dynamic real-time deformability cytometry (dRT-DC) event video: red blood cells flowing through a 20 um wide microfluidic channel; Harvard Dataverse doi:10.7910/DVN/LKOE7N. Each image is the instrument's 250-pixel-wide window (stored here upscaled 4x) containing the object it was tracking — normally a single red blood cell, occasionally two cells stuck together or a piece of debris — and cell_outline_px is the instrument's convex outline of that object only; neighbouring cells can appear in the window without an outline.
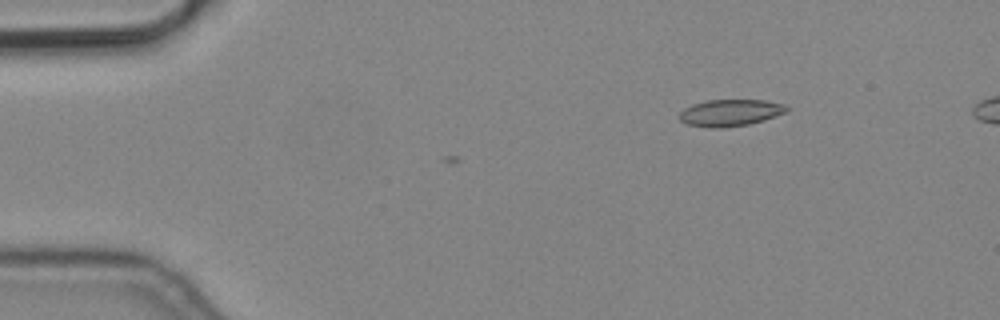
{"species": "common noctule bat (a hibernating species)", "species_latin": "Nyctalus noctula", "temperature_condition": "cold", "stored_images_in_passage": 4, "camera_frame_rate_fps": 3000, "um_per_image_px": 0.085, "animal": {"sex": "male", "body_mass_g": 19.2, "forearm_length_mm": 51.8}, "frame": {"image": 1, "passage_image": 1, "time_ms": 0.0, "image_size_px": [1000, 320], "cell_outline_px": [[792, 108], [788, 112], [764, 120], [748, 124], [720, 128], [712, 128], [688, 124], [680, 120], [676, 116], [684, 108], [692, 104], [708, 100], [764, 100], [784, 104]], "centroid_in_image_um": [62.09, 9.58], "position_along_channel_um": 22.9, "area_um2": 16.88}}
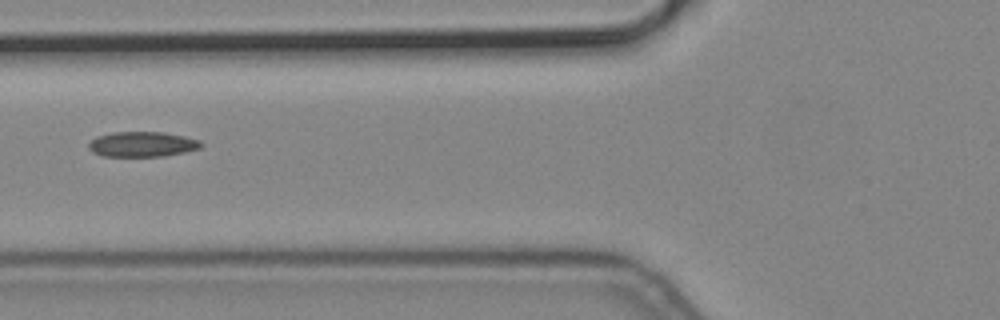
{"frame": {"image": 2, "passage_image": 4, "time_ms": 1.0, "image_size_px": [1000, 320], "cell_outline_px": [[204, 144], [200, 148], [184, 152], [164, 156], [104, 156], [92, 152], [88, 148], [88, 144], [96, 136], [112, 132], [164, 132], [184, 136], [200, 140]], "centroid_in_image_um": [12.09, 12.25], "position_along_channel_um": 113.7, "area_um2": 16.53}}